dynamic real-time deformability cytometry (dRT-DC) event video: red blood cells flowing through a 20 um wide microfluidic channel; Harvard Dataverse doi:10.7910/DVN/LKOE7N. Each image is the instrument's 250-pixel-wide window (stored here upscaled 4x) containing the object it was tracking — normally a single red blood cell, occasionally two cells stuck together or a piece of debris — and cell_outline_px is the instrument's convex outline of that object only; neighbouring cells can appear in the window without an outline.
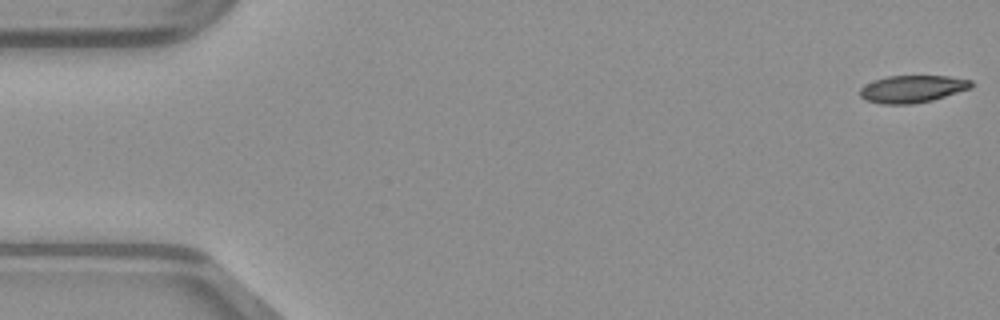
{"species": "common noctule bat (a hibernating species)", "species_latin": "Nyctalus noctula", "temperature_condition": "warm", "stored_images_in_passage": 49, "camera_frame_rate_fps": 3000, "um_per_image_px": 0.085, "animal": {"sex": "male", "body_mass_g": 23.1, "forearm_length_mm": 52.7}, "frame": {"image": 1, "passage_image": 1, "time_ms": 0.0, "image_size_px": [1000, 320], "cell_outline_px": [[972, 88], [932, 100], [912, 104], [880, 104], [864, 100], [860, 96], [860, 88], [876, 80], [888, 76], [948, 76], [972, 80]], "centroid_in_image_um": [77.56, 7.57], "position_along_channel_um": 7.4, "area_um2": 17.63}}
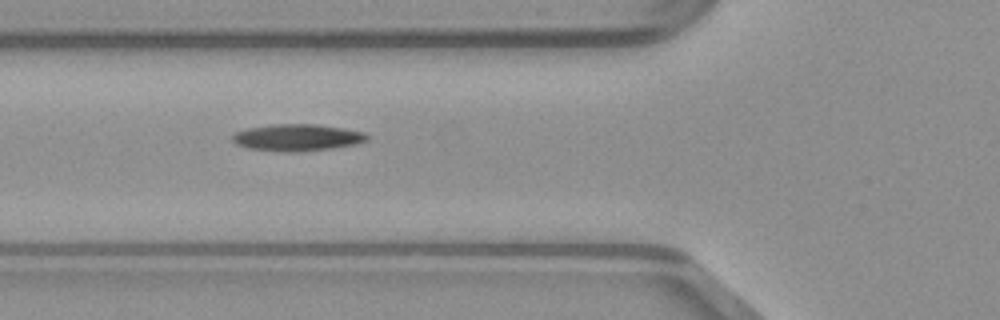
{"frame": {"image": 2, "passage_image": 18, "time_ms": 5.667, "image_size_px": [1000, 320], "cell_outline_px": [[368, 140], [356, 144], [332, 148], [300, 152], [280, 152], [248, 148], [236, 144], [232, 140], [232, 136], [236, 132], [248, 128], [272, 124], [316, 124], [344, 128], [364, 132], [368, 136]], "centroid_in_image_um": [25.27, 11.69], "position_along_channel_um": 100.5, "area_um2": 21.15}}
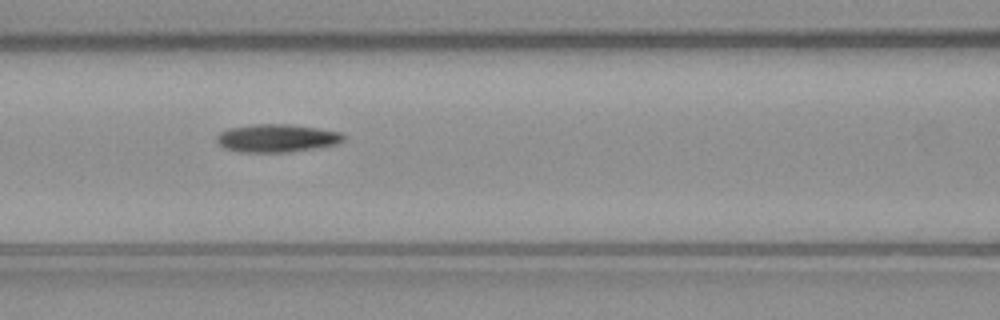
{"frame": {"image": 3, "passage_image": 21, "time_ms": 6.667, "image_size_px": [1000, 320], "cell_outline_px": [[348, 136], [340, 144], [316, 148], [288, 152], [240, 152], [224, 148], [216, 140], [216, 136], [220, 132], [228, 128], [252, 124], [288, 124], [344, 132]], "centroid_in_image_um": [23.58, 11.74], "position_along_channel_um": 143.0, "area_um2": 20.98}}